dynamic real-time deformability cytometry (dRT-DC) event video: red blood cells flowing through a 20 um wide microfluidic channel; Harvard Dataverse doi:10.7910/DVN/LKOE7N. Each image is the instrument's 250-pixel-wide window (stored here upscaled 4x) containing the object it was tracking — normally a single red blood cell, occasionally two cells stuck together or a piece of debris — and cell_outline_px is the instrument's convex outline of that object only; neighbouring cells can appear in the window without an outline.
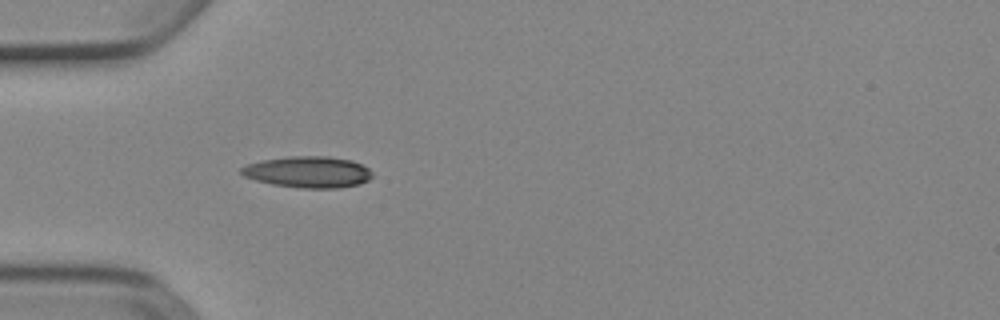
{"species": "Egyptian fruit bat (a non-hibernating species)", "species_latin": "Rousettus aegyptiacus", "temperature_condition": "cold", "stored_images_in_passage": 1, "camera_frame_rate_fps": 3000, "um_per_image_px": 0.085, "animal": {"sex": "female"}, "frame": {"image": 1, "passage_image": 1, "time_ms": 0.0, "image_size_px": [1000, 320], "cell_outline_px": [[372, 176], [368, 180], [360, 184], [340, 188], [300, 188], [272, 184], [256, 180], [244, 176], [240, 172], [240, 168], [248, 164], [260, 160], [288, 156], [328, 156], [352, 160], [368, 168], [372, 172]], "centroid_in_image_um": [26.19, 14.62], "position_along_channel_um": 58.8, "area_um2": 24.04}}